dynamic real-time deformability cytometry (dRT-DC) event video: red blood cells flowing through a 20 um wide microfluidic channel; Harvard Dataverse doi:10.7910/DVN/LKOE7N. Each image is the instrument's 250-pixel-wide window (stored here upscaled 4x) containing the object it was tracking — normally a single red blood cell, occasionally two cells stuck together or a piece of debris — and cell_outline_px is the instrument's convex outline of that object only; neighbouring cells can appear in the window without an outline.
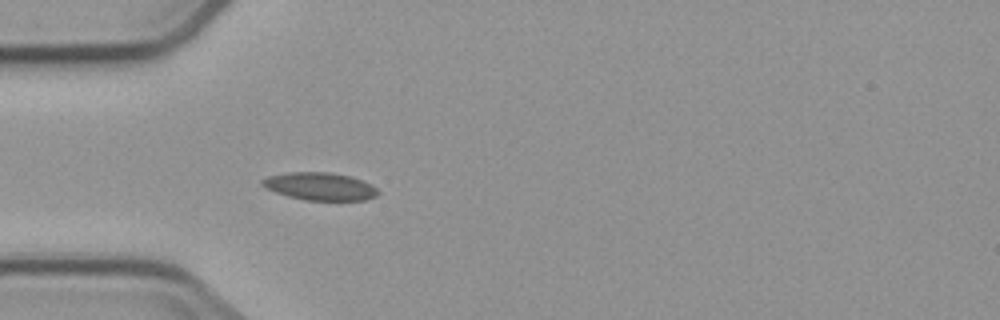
{"species": "common noctule bat (a hibernating species)", "species_latin": "Nyctalus noctula", "temperature_condition": "cold", "stored_images_in_passage": 3, "camera_frame_rate_fps": 3000, "um_per_image_px": 0.085, "animal": {"sex": "male", "body_mass_g": 23.1, "forearm_length_mm": 52.7}, "frame": {"image": 1, "passage_image": 3, "time_ms": 3.333, "image_size_px": [1000, 320], "cell_outline_px": [[380, 192], [376, 196], [364, 200], [304, 200], [288, 196], [264, 188], [260, 184], [260, 180], [268, 176], [288, 172], [328, 172], [352, 176], [376, 188]], "centroid_in_image_um": [27.15, 15.84], "position_along_channel_um": 57.9, "area_um2": 18.67}}